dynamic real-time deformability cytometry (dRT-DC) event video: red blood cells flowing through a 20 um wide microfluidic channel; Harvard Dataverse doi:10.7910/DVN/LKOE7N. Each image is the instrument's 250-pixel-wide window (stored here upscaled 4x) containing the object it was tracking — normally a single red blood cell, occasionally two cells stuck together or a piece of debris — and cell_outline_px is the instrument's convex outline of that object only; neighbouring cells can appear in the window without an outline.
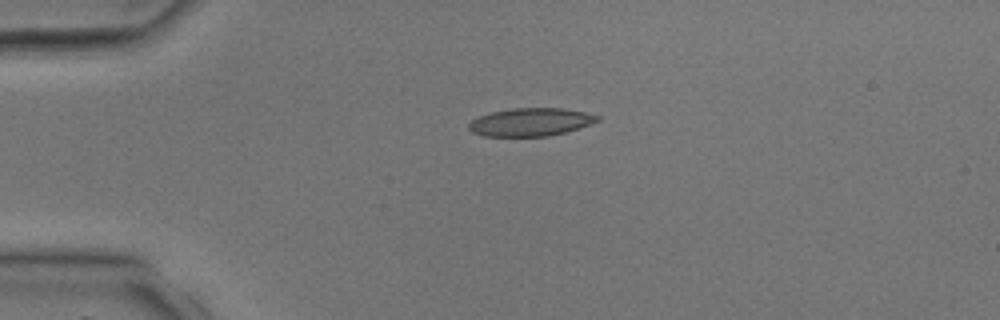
{"species": "common noctule bat (a hibernating species)", "species_latin": "Nyctalus noctula", "temperature_condition": "room temperature", "stored_images_in_passage": 5, "camera_frame_rate_fps": 3000, "um_per_image_px": 0.085, "animal": {"sex": "male", "body_mass_g": 17.9, "forearm_length_mm": 54.2}, "frame": {"image": 1, "passage_image": 3, "time_ms": 2.333, "image_size_px": [1000, 320], "cell_outline_px": [[600, 120], [564, 132], [548, 136], [484, 136], [472, 132], [468, 128], [468, 124], [472, 120], [480, 116], [492, 112], [512, 108], [564, 108], [584, 112], [600, 116]], "centroid_in_image_um": [45.07, 10.37], "position_along_channel_um": 39.9, "area_um2": 20.75}}